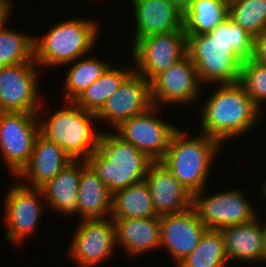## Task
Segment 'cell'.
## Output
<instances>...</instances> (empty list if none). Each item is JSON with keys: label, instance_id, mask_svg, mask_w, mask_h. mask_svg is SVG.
Here are the masks:
<instances>
[{"label": "cell", "instance_id": "1", "mask_svg": "<svg viewBox=\"0 0 266 267\" xmlns=\"http://www.w3.org/2000/svg\"><path fill=\"white\" fill-rule=\"evenodd\" d=\"M187 55L201 84L239 82L241 64L253 56L254 38L227 17L206 34H186Z\"/></svg>", "mask_w": 266, "mask_h": 267}, {"label": "cell", "instance_id": "2", "mask_svg": "<svg viewBox=\"0 0 266 267\" xmlns=\"http://www.w3.org/2000/svg\"><path fill=\"white\" fill-rule=\"evenodd\" d=\"M212 96L201 106V133L223 144L252 130L258 123L261 109L239 82L216 84ZM260 114V115H259Z\"/></svg>", "mask_w": 266, "mask_h": 267}, {"label": "cell", "instance_id": "3", "mask_svg": "<svg viewBox=\"0 0 266 267\" xmlns=\"http://www.w3.org/2000/svg\"><path fill=\"white\" fill-rule=\"evenodd\" d=\"M112 193L145 180L153 162L115 133L101 132L97 150L86 160Z\"/></svg>", "mask_w": 266, "mask_h": 267}, {"label": "cell", "instance_id": "4", "mask_svg": "<svg viewBox=\"0 0 266 267\" xmlns=\"http://www.w3.org/2000/svg\"><path fill=\"white\" fill-rule=\"evenodd\" d=\"M221 145L216 139L202 133L190 138L178 128L172 134L161 162L178 182L194 194L206 188L212 163Z\"/></svg>", "mask_w": 266, "mask_h": 267}, {"label": "cell", "instance_id": "5", "mask_svg": "<svg viewBox=\"0 0 266 267\" xmlns=\"http://www.w3.org/2000/svg\"><path fill=\"white\" fill-rule=\"evenodd\" d=\"M92 19H68L51 27L47 34L34 36V60L38 66L70 64L91 53L99 38V25Z\"/></svg>", "mask_w": 266, "mask_h": 267}, {"label": "cell", "instance_id": "6", "mask_svg": "<svg viewBox=\"0 0 266 267\" xmlns=\"http://www.w3.org/2000/svg\"><path fill=\"white\" fill-rule=\"evenodd\" d=\"M58 109L39 122V134L59 145L72 160H87L98 148L102 131L95 130L96 114L87 112L74 102Z\"/></svg>", "mask_w": 266, "mask_h": 267}, {"label": "cell", "instance_id": "7", "mask_svg": "<svg viewBox=\"0 0 266 267\" xmlns=\"http://www.w3.org/2000/svg\"><path fill=\"white\" fill-rule=\"evenodd\" d=\"M184 27L139 39L132 47L134 71L149 82L187 54Z\"/></svg>", "mask_w": 266, "mask_h": 267}, {"label": "cell", "instance_id": "8", "mask_svg": "<svg viewBox=\"0 0 266 267\" xmlns=\"http://www.w3.org/2000/svg\"><path fill=\"white\" fill-rule=\"evenodd\" d=\"M205 190L192 194V208L208 229L247 223L258 215L242 189H228L211 196H206Z\"/></svg>", "mask_w": 266, "mask_h": 267}, {"label": "cell", "instance_id": "9", "mask_svg": "<svg viewBox=\"0 0 266 267\" xmlns=\"http://www.w3.org/2000/svg\"><path fill=\"white\" fill-rule=\"evenodd\" d=\"M39 115L42 116V112H0V151L14 177L31 158L39 135Z\"/></svg>", "mask_w": 266, "mask_h": 267}, {"label": "cell", "instance_id": "10", "mask_svg": "<svg viewBox=\"0 0 266 267\" xmlns=\"http://www.w3.org/2000/svg\"><path fill=\"white\" fill-rule=\"evenodd\" d=\"M38 67L36 62L0 67V112L38 113L43 108Z\"/></svg>", "mask_w": 266, "mask_h": 267}, {"label": "cell", "instance_id": "11", "mask_svg": "<svg viewBox=\"0 0 266 267\" xmlns=\"http://www.w3.org/2000/svg\"><path fill=\"white\" fill-rule=\"evenodd\" d=\"M14 183L8 189L4 202L7 233L5 239L12 244H23L37 230L45 203L41 189Z\"/></svg>", "mask_w": 266, "mask_h": 267}, {"label": "cell", "instance_id": "12", "mask_svg": "<svg viewBox=\"0 0 266 267\" xmlns=\"http://www.w3.org/2000/svg\"><path fill=\"white\" fill-rule=\"evenodd\" d=\"M158 106L121 122L114 130L122 140L131 143L151 160L161 161L178 127L157 116Z\"/></svg>", "mask_w": 266, "mask_h": 267}, {"label": "cell", "instance_id": "13", "mask_svg": "<svg viewBox=\"0 0 266 267\" xmlns=\"http://www.w3.org/2000/svg\"><path fill=\"white\" fill-rule=\"evenodd\" d=\"M201 83L193 61L186 54L150 82L154 106L191 104L201 94Z\"/></svg>", "mask_w": 266, "mask_h": 267}, {"label": "cell", "instance_id": "14", "mask_svg": "<svg viewBox=\"0 0 266 267\" xmlns=\"http://www.w3.org/2000/svg\"><path fill=\"white\" fill-rule=\"evenodd\" d=\"M115 245V225L111 217L81 219L68 253L78 267H94L111 257Z\"/></svg>", "mask_w": 266, "mask_h": 267}, {"label": "cell", "instance_id": "15", "mask_svg": "<svg viewBox=\"0 0 266 267\" xmlns=\"http://www.w3.org/2000/svg\"><path fill=\"white\" fill-rule=\"evenodd\" d=\"M152 106L150 82L133 71L106 100L96 117L114 129L121 122L146 112Z\"/></svg>", "mask_w": 266, "mask_h": 267}, {"label": "cell", "instance_id": "16", "mask_svg": "<svg viewBox=\"0 0 266 267\" xmlns=\"http://www.w3.org/2000/svg\"><path fill=\"white\" fill-rule=\"evenodd\" d=\"M208 228L197 217L194 209L160 216V247L178 264L198 245Z\"/></svg>", "mask_w": 266, "mask_h": 267}, {"label": "cell", "instance_id": "17", "mask_svg": "<svg viewBox=\"0 0 266 267\" xmlns=\"http://www.w3.org/2000/svg\"><path fill=\"white\" fill-rule=\"evenodd\" d=\"M145 181L157 216L180 213L192 207V194L161 161L150 164Z\"/></svg>", "mask_w": 266, "mask_h": 267}, {"label": "cell", "instance_id": "18", "mask_svg": "<svg viewBox=\"0 0 266 267\" xmlns=\"http://www.w3.org/2000/svg\"><path fill=\"white\" fill-rule=\"evenodd\" d=\"M135 34L132 46L141 38L184 27V12L169 0H131Z\"/></svg>", "mask_w": 266, "mask_h": 267}, {"label": "cell", "instance_id": "19", "mask_svg": "<svg viewBox=\"0 0 266 267\" xmlns=\"http://www.w3.org/2000/svg\"><path fill=\"white\" fill-rule=\"evenodd\" d=\"M71 161L70 156L59 145L39 134L28 164L16 178L26 180L24 183L20 182L26 187L40 189Z\"/></svg>", "mask_w": 266, "mask_h": 267}, {"label": "cell", "instance_id": "20", "mask_svg": "<svg viewBox=\"0 0 266 267\" xmlns=\"http://www.w3.org/2000/svg\"><path fill=\"white\" fill-rule=\"evenodd\" d=\"M259 215L250 222L219 229L227 259L237 262H266V239Z\"/></svg>", "mask_w": 266, "mask_h": 267}, {"label": "cell", "instance_id": "21", "mask_svg": "<svg viewBox=\"0 0 266 267\" xmlns=\"http://www.w3.org/2000/svg\"><path fill=\"white\" fill-rule=\"evenodd\" d=\"M87 165L85 160H72L53 179L40 189L47 207L63 216L79 214L78 190L81 170Z\"/></svg>", "mask_w": 266, "mask_h": 267}, {"label": "cell", "instance_id": "22", "mask_svg": "<svg viewBox=\"0 0 266 267\" xmlns=\"http://www.w3.org/2000/svg\"><path fill=\"white\" fill-rule=\"evenodd\" d=\"M115 225L116 244L128 252L138 256L161 248L160 216L137 219H113Z\"/></svg>", "mask_w": 266, "mask_h": 267}, {"label": "cell", "instance_id": "23", "mask_svg": "<svg viewBox=\"0 0 266 267\" xmlns=\"http://www.w3.org/2000/svg\"><path fill=\"white\" fill-rule=\"evenodd\" d=\"M112 201L113 193L87 164L81 170L80 176L79 216H82V219L109 218L112 212Z\"/></svg>", "mask_w": 266, "mask_h": 267}, {"label": "cell", "instance_id": "24", "mask_svg": "<svg viewBox=\"0 0 266 267\" xmlns=\"http://www.w3.org/2000/svg\"><path fill=\"white\" fill-rule=\"evenodd\" d=\"M112 219L157 217L149 185L145 180L113 193Z\"/></svg>", "mask_w": 266, "mask_h": 267}, {"label": "cell", "instance_id": "25", "mask_svg": "<svg viewBox=\"0 0 266 267\" xmlns=\"http://www.w3.org/2000/svg\"><path fill=\"white\" fill-rule=\"evenodd\" d=\"M132 67L131 65V68L126 66L124 69H117L110 65L98 79L80 94L74 103L87 112L97 114L102 109L106 100L134 71Z\"/></svg>", "mask_w": 266, "mask_h": 267}, {"label": "cell", "instance_id": "26", "mask_svg": "<svg viewBox=\"0 0 266 267\" xmlns=\"http://www.w3.org/2000/svg\"><path fill=\"white\" fill-rule=\"evenodd\" d=\"M224 0H192L184 12L185 34H206L228 17Z\"/></svg>", "mask_w": 266, "mask_h": 267}, {"label": "cell", "instance_id": "27", "mask_svg": "<svg viewBox=\"0 0 266 267\" xmlns=\"http://www.w3.org/2000/svg\"><path fill=\"white\" fill-rule=\"evenodd\" d=\"M229 265L220 230L207 229L198 245L176 267H226Z\"/></svg>", "mask_w": 266, "mask_h": 267}, {"label": "cell", "instance_id": "28", "mask_svg": "<svg viewBox=\"0 0 266 267\" xmlns=\"http://www.w3.org/2000/svg\"><path fill=\"white\" fill-rule=\"evenodd\" d=\"M73 62L75 63L68 70L64 80V99L66 102H74L111 65L107 61L104 62L88 56H83Z\"/></svg>", "mask_w": 266, "mask_h": 267}, {"label": "cell", "instance_id": "29", "mask_svg": "<svg viewBox=\"0 0 266 267\" xmlns=\"http://www.w3.org/2000/svg\"><path fill=\"white\" fill-rule=\"evenodd\" d=\"M34 36L8 28L0 30V67L34 60Z\"/></svg>", "mask_w": 266, "mask_h": 267}, {"label": "cell", "instance_id": "30", "mask_svg": "<svg viewBox=\"0 0 266 267\" xmlns=\"http://www.w3.org/2000/svg\"><path fill=\"white\" fill-rule=\"evenodd\" d=\"M228 17L253 38L266 30V0H235L228 5Z\"/></svg>", "mask_w": 266, "mask_h": 267}, {"label": "cell", "instance_id": "31", "mask_svg": "<svg viewBox=\"0 0 266 267\" xmlns=\"http://www.w3.org/2000/svg\"><path fill=\"white\" fill-rule=\"evenodd\" d=\"M239 83L255 104L262 110L266 101V65L250 58L241 64Z\"/></svg>", "mask_w": 266, "mask_h": 267}, {"label": "cell", "instance_id": "32", "mask_svg": "<svg viewBox=\"0 0 266 267\" xmlns=\"http://www.w3.org/2000/svg\"><path fill=\"white\" fill-rule=\"evenodd\" d=\"M252 59L266 65V30L254 38Z\"/></svg>", "mask_w": 266, "mask_h": 267}, {"label": "cell", "instance_id": "33", "mask_svg": "<svg viewBox=\"0 0 266 267\" xmlns=\"http://www.w3.org/2000/svg\"><path fill=\"white\" fill-rule=\"evenodd\" d=\"M12 13V1L0 0V30L6 25Z\"/></svg>", "mask_w": 266, "mask_h": 267}, {"label": "cell", "instance_id": "34", "mask_svg": "<svg viewBox=\"0 0 266 267\" xmlns=\"http://www.w3.org/2000/svg\"><path fill=\"white\" fill-rule=\"evenodd\" d=\"M172 4L176 5L182 12L190 6L192 0H169Z\"/></svg>", "mask_w": 266, "mask_h": 267}, {"label": "cell", "instance_id": "35", "mask_svg": "<svg viewBox=\"0 0 266 267\" xmlns=\"http://www.w3.org/2000/svg\"><path fill=\"white\" fill-rule=\"evenodd\" d=\"M261 186H262L261 188L263 189L262 194H264L265 199H266V180L264 182H262Z\"/></svg>", "mask_w": 266, "mask_h": 267}, {"label": "cell", "instance_id": "36", "mask_svg": "<svg viewBox=\"0 0 266 267\" xmlns=\"http://www.w3.org/2000/svg\"><path fill=\"white\" fill-rule=\"evenodd\" d=\"M262 227H263V230H264V233H265V239H266V221H265V223L262 225Z\"/></svg>", "mask_w": 266, "mask_h": 267}, {"label": "cell", "instance_id": "37", "mask_svg": "<svg viewBox=\"0 0 266 267\" xmlns=\"http://www.w3.org/2000/svg\"><path fill=\"white\" fill-rule=\"evenodd\" d=\"M224 1H226L229 4L230 2L235 1V0H224Z\"/></svg>", "mask_w": 266, "mask_h": 267}]
</instances>
